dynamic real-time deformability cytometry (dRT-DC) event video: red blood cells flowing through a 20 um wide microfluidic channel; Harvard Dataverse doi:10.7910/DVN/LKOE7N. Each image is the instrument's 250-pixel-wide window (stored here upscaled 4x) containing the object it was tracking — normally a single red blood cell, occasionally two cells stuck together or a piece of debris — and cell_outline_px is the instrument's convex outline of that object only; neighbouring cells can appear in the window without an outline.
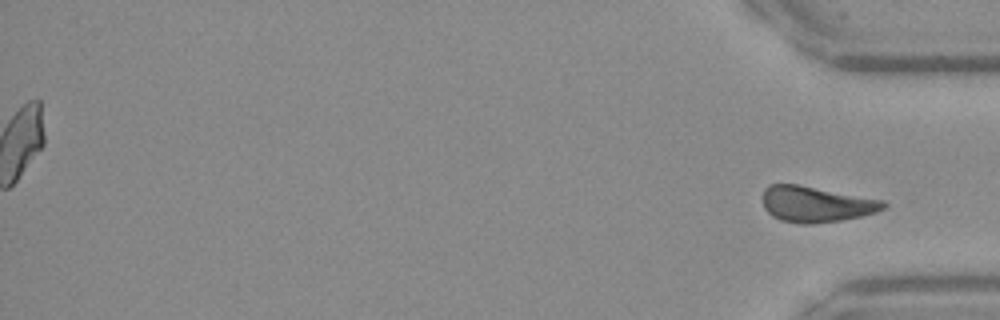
{"species": "Egyptian fruit bat (a non-hibernating species)", "species_latin": "Rousettus aegyptiacus", "temperature_condition": "warm", "stored_images_in_passage": 42, "segment_of_instrument_passage": [2, 2], "camera_frame_rate_fps": 3000, "um_per_image_px": 0.085, "frame": {"image": 1, "passage_image": 42, "time_ms": 13.667, "image_size_px": [1000, 320], "cell_outline_px": [[888, 204], [884, 208], [876, 212], [860, 216], [840, 220], [812, 224], [800, 224], [780, 220], [772, 216], [764, 208], [764, 188], [768, 184], [800, 184], [884, 200]], "centroid_in_image_um": [69.36, 17.35], "position_along_channel_um": 365.8, "area_um2": 25.32}}